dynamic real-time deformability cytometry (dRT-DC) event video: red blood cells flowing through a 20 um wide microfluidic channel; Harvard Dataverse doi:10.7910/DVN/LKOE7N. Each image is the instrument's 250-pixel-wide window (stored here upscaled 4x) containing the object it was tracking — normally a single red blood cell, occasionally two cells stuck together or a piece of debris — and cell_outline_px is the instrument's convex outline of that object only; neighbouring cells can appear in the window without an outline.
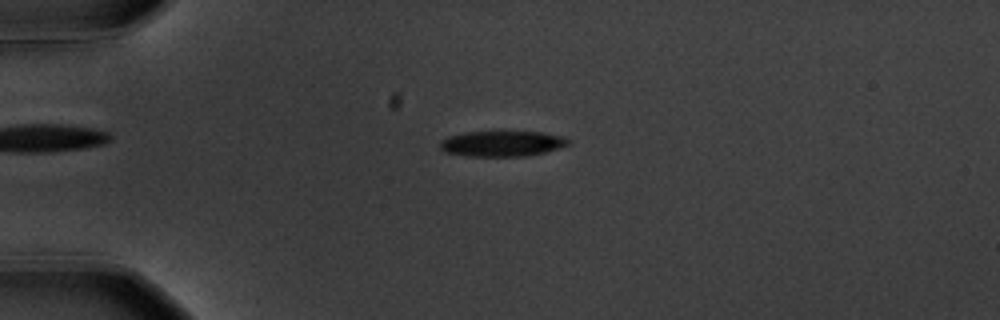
{"species": "common noctule bat (a hibernating species)", "species_latin": "Nyctalus noctula", "temperature_condition": "warm", "stored_images_in_passage": 47, "camera_frame_rate_fps": 3000, "um_per_image_px": 0.085, "animal": {"sex": "male", "body_mass_g": 20.1, "forearm_length_mm": 53.5}, "frame": {"image": 1, "passage_image": 5, "time_ms": 1.333, "image_size_px": [1000, 320], "cell_outline_px": [[572, 144], [544, 152], [524, 156], [468, 156], [444, 152], [440, 148], [440, 140], [448, 136], [464, 132], [544, 132], [564, 136], [572, 140]], "centroid_in_image_um": [42.7, 12.2], "position_along_channel_um": 42.3, "area_um2": 19.25}}
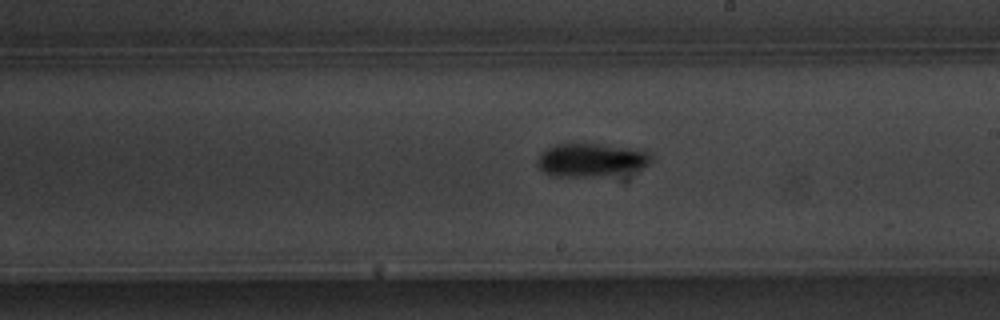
{"frame": {"image": 2, "passage_image": 24, "time_ms": 7.667, "image_size_px": [1000, 320], "cell_outline_px": [[652, 160], [644, 168], [600, 176], [552, 176], [536, 168], [536, 160], [540, 152], [556, 144], [600, 144], [640, 148], [652, 152]], "centroid_in_image_um": [50.25, 13.58], "position_along_channel_um": 238.7, "area_um2": 22.48}}
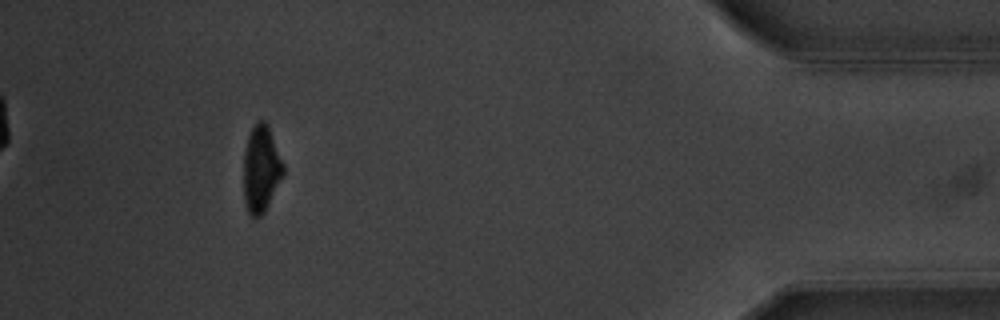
{"frame": {"image": 3, "passage_image": 43, "time_ms": 14.0, "image_size_px": [1000, 320], "cell_outline_px": [[284, 172], [264, 212], [260, 216], [252, 216], [248, 212], [244, 200], [244, 148], [248, 136], [256, 120], [264, 120], [268, 124], [284, 164]], "centroid_in_image_um": [22.18, 14.3], "position_along_channel_um": 413.0, "area_um2": 19.94}, "authors_computed_cell_mechanics": {"area_um2": 20.4612, "velocity_mm_per_s": 3.5984, "shape_relaxation_time_tau1_ms": 3.189, "shape_relaxation_time_tau2_ms": 6.887, "deformation_change_tau1": 0.1541, "deformation_change_tau2": 0.1421}}